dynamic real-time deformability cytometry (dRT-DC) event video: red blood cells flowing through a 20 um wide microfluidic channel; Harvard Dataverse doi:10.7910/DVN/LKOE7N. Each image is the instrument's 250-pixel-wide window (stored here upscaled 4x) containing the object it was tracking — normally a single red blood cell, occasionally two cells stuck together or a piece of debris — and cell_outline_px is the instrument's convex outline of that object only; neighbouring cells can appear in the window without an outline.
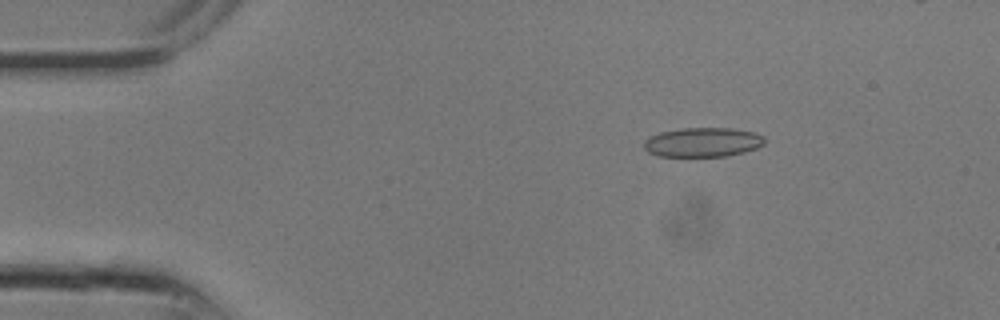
{"species": "common noctule bat (a hibernating species)", "species_latin": "Nyctalus noctula", "temperature_condition": "room temperature", "stored_images_in_passage": 10, "camera_frame_rate_fps": 3000, "um_per_image_px": 0.085, "animal": {"sex": "male", "body_mass_g": 13.3}, "frame": {"image": 1, "passage_image": 3, "time_ms": 0.667, "image_size_px": [1000, 320], "cell_outline_px": [[764, 144], [756, 148], [744, 152], [728, 156], [656, 156], [648, 152], [644, 148], [644, 140], [648, 136], [660, 132], [684, 128], [732, 128], [756, 132], [764, 136]], "centroid_in_image_um": [59.73, 12.09], "position_along_channel_um": 25.3, "area_um2": 20.81}}
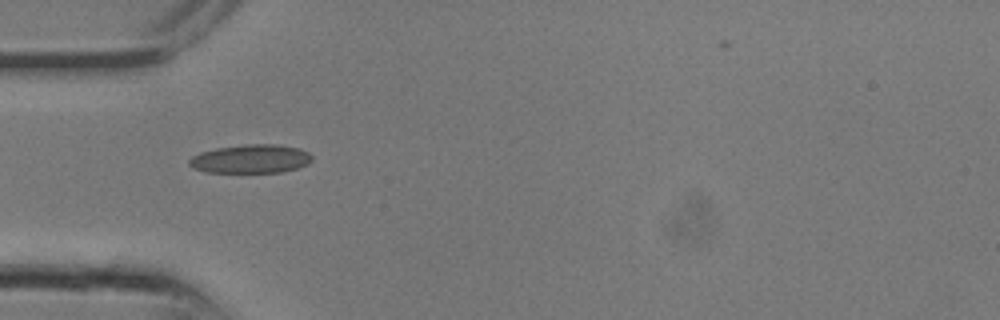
{"frame": {"image": 2, "passage_image": 7, "time_ms": 2.0, "image_size_px": [1000, 320], "cell_outline_px": [[312, 160], [308, 164], [296, 168], [280, 172], [204, 172], [192, 168], [188, 164], [188, 160], [192, 156], [200, 152], [216, 148], [244, 144], [276, 144], [300, 148], [308, 152], [312, 156]], "centroid_in_image_um": [21.29, 13.5], "position_along_channel_um": 63.7, "area_um2": 20.63}}
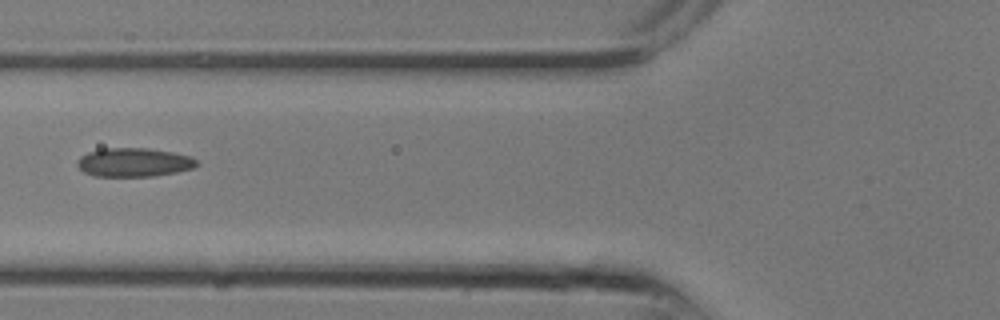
{"frame": {"image": 3, "passage_image": 9, "time_ms": 2.667, "image_size_px": [1000, 320], "cell_outline_px": [[200, 164], [192, 168], [176, 172], [152, 176], [92, 176], [84, 172], [76, 164], [76, 160], [80, 156], [88, 152], [100, 148], [148, 148], [172, 152], [192, 156]], "centroid_in_image_um": [11.36, 13.79], "position_along_channel_um": 114.4, "area_um2": 20.17}}